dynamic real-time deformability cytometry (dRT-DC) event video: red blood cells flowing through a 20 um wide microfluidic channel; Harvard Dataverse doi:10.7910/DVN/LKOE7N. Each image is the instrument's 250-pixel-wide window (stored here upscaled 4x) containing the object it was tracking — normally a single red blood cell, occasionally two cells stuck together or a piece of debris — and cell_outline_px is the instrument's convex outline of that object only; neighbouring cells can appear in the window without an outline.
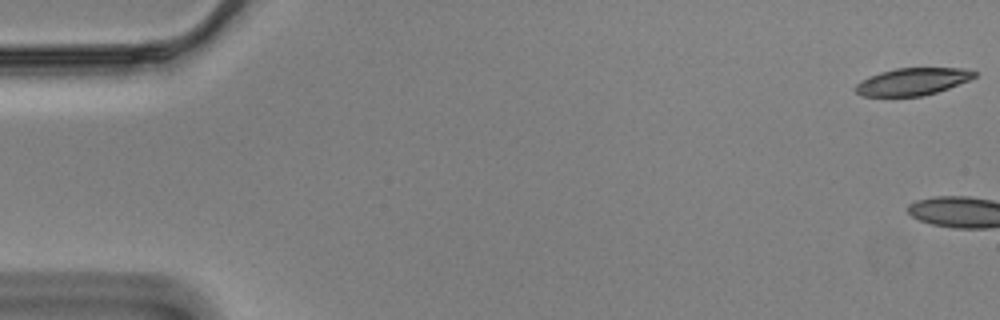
{"species": "Egyptian fruit bat (a non-hibernating species)", "species_latin": "Rousettus aegyptiacus", "temperature_condition": "cold", "stored_images_in_passage": 4, "camera_frame_rate_fps": 3000, "um_per_image_px": 0.085, "animal": {"sex": "male"}, "frame": {"image": 1, "passage_image": 1, "time_ms": 0.0, "image_size_px": [1000, 320], "cell_outline_px": [[976, 76], [968, 80], [948, 88], [936, 92], [920, 96], [860, 96], [852, 88], [860, 80], [868, 76], [880, 72], [896, 68], [964, 68], [976, 72]], "centroid_in_image_um": [77.5, 6.93], "position_along_channel_um": 7.5, "area_um2": 18.9}}